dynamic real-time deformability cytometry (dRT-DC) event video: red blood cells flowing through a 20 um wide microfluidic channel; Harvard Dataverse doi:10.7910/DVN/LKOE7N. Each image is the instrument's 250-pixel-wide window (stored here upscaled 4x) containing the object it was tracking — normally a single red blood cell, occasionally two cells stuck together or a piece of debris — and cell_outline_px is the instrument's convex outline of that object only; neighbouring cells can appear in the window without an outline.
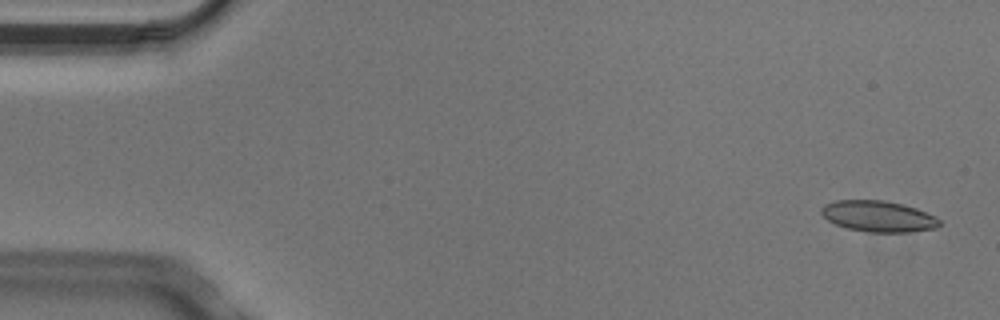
{"species": "Egyptian fruit bat (a non-hibernating species)", "species_latin": "Rousettus aegyptiacus", "temperature_condition": "cold", "stored_images_in_passage": 3, "camera_frame_rate_fps": 3000, "um_per_image_px": 0.085, "animal": {"sex": "male"}, "frame": {"image": 1, "passage_image": 1, "time_ms": 0.0, "image_size_px": [1000, 320], "cell_outline_px": [[940, 224], [936, 228], [908, 232], [868, 232], [844, 228], [828, 220], [820, 212], [820, 208], [824, 204], [836, 200], [884, 200], [904, 204], [916, 208], [936, 216], [940, 220]], "centroid_in_image_um": [74.65, 18.38], "position_along_channel_um": 10.4, "area_um2": 21.56}}